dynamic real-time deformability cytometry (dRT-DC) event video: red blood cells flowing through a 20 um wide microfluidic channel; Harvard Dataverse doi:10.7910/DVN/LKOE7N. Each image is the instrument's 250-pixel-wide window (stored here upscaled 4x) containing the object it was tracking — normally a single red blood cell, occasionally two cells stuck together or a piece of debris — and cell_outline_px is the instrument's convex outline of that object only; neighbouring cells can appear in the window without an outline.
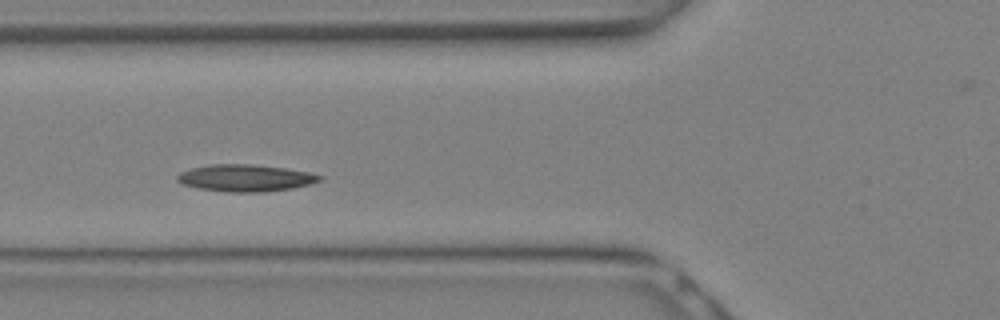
{"species": "Egyptian fruit bat (a non-hibernating species)", "species_latin": "Rousettus aegyptiacus", "temperature_condition": "warm", "stored_images_in_passage": 13, "camera_frame_rate_fps": 3000, "um_per_image_px": 0.085, "animal": {"sex": "female"}, "frame": {"image": 1, "passage_image": 3, "time_ms": 0.667, "image_size_px": [1000, 320], "cell_outline_px": [[324, 176], [320, 180], [312, 184], [292, 188], [264, 192], [228, 192], [196, 188], [180, 184], [176, 180], [176, 176], [180, 172], [192, 168], [212, 164], [252, 164], [284, 168], [308, 172]], "centroid_in_image_um": [20.83, 15.13], "position_along_channel_um": 105.0, "area_um2": 22.48}}
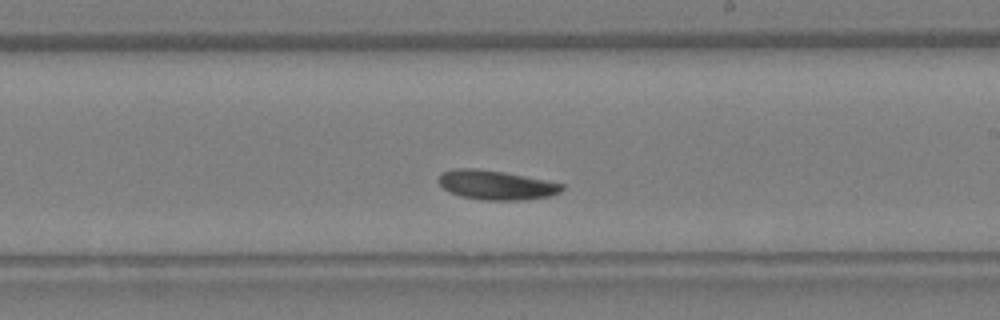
{"frame": {"image": 2, "passage_image": 9, "time_ms": 2.667, "image_size_px": [1000, 320], "cell_outline_px": [[564, 188], [560, 192], [548, 196], [524, 200], [484, 200], [460, 196], [444, 188], [436, 180], [440, 172], [456, 168], [476, 168], [504, 172], [564, 184]], "centroid_in_image_um": [42.13, 15.72], "position_along_channel_um": 246.9, "area_um2": 21.04}}
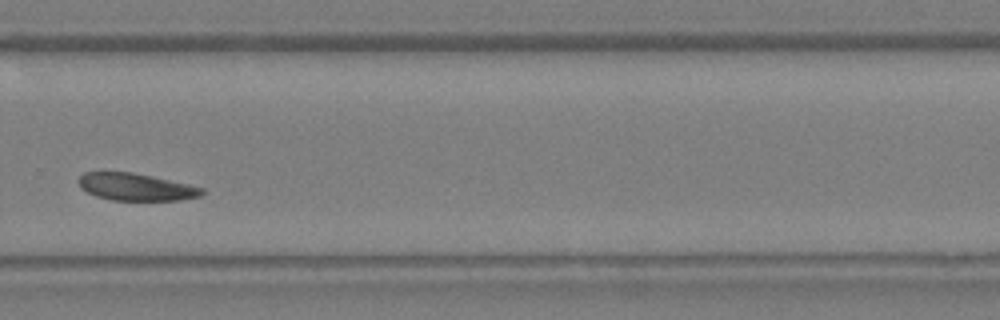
{"frame": {"image": 3, "passage_image": 12, "time_ms": 3.667, "image_size_px": [1000, 320], "cell_outline_px": [[204, 192], [200, 196], [180, 200], [112, 200], [96, 196], [80, 188], [76, 180], [84, 172], [132, 172], [152, 176], [188, 184], [204, 188]], "centroid_in_image_um": [11.52, 15.89], "position_along_channel_um": 318.3, "area_um2": 19.59}}